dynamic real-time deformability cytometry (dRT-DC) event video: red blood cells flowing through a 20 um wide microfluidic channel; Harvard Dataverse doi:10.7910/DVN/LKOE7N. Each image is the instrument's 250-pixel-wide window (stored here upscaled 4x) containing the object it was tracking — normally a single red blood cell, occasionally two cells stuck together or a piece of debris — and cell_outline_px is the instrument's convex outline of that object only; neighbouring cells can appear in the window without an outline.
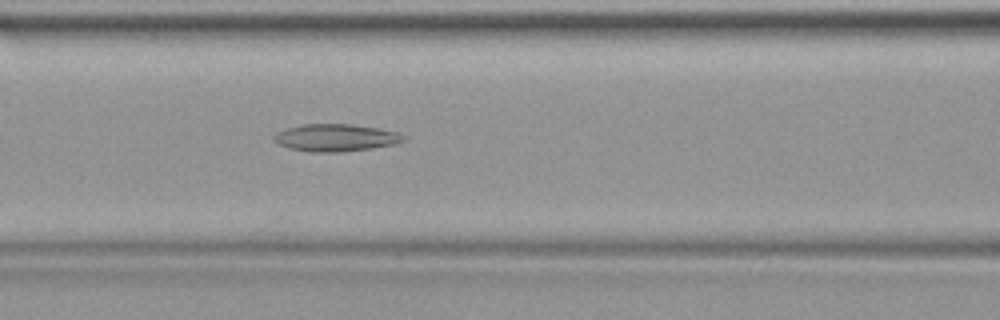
{"species": "common noctule bat (a hibernating species)", "species_latin": "Nyctalus noctula", "temperature_condition": "warm", "stored_images_in_passage": 40, "camera_frame_rate_fps": 3000, "um_per_image_px": 0.085, "animal": {"sex": "female", "body_mass_g": 19.9}, "frame": {"image": 1, "passage_image": 17, "time_ms": 5.333, "image_size_px": [1000, 320], "cell_outline_px": [[408, 136], [404, 140], [392, 144], [372, 148], [340, 152], [308, 152], [288, 148], [276, 144], [272, 140], [272, 136], [276, 132], [288, 128], [304, 124], [352, 124], [380, 128], [396, 132]], "centroid_in_image_um": [28.48, 11.7], "position_along_channel_um": 138.1, "area_um2": 20.81}}
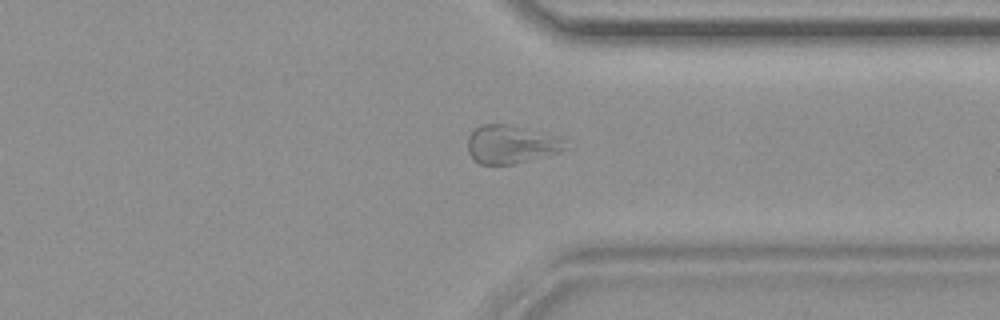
{"frame": {"image": 2, "passage_image": 31, "time_ms": 10.0, "image_size_px": [1000, 320], "cell_outline_px": [[572, 148], [548, 156], [512, 164], [480, 164], [468, 152], [468, 136], [480, 124], [508, 124], [544, 132], [568, 140]], "centroid_in_image_um": [43.54, 12.26], "position_along_channel_um": 367.9, "area_um2": 22.2}}
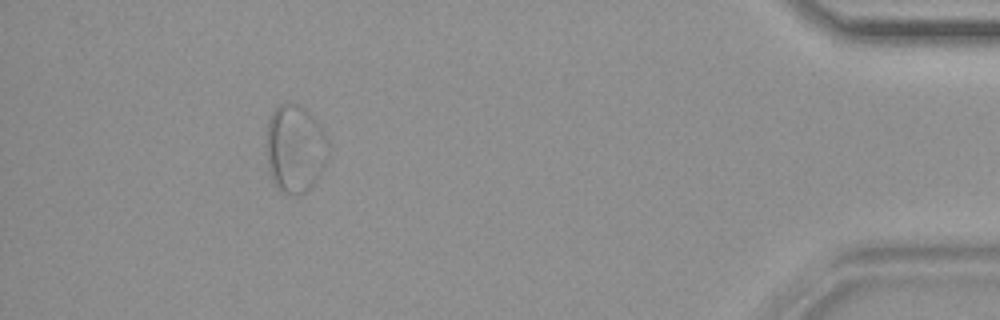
{"frame": {"image": 3, "passage_image": 37, "time_ms": 12.0, "image_size_px": [1000, 320], "cell_outline_px": [[332, 148], [328, 160], [324, 168], [316, 180], [300, 196], [296, 196], [284, 192], [276, 188], [272, 184], [268, 172], [264, 144], [264, 140], [268, 120], [272, 112], [280, 104], [288, 100], [304, 108], [316, 120], [324, 132]], "centroid_in_image_um": [25.06, 12.64], "position_along_channel_um": 410.1, "area_um2": 33.0}}